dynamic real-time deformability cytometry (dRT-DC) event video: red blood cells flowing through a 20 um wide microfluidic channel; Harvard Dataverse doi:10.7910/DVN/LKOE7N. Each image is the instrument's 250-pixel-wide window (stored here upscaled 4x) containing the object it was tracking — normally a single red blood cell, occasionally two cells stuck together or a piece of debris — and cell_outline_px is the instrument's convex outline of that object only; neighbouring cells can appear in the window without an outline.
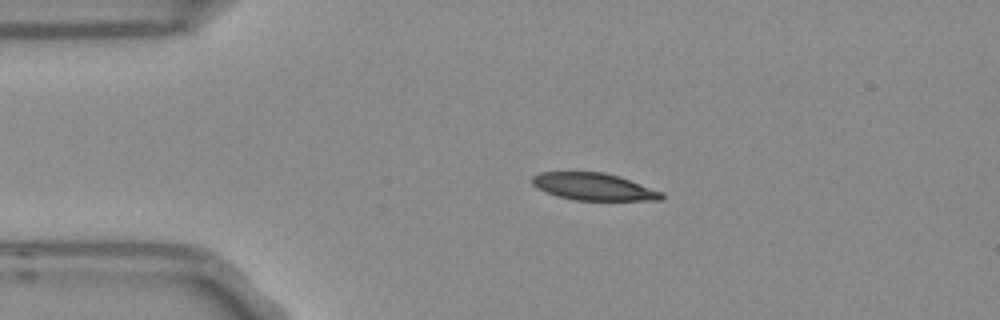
{"species": "Egyptian fruit bat (a non-hibernating species)", "species_latin": "Rousettus aegyptiacus", "temperature_condition": "room temperature", "stored_images_in_passage": 4, "camera_frame_rate_fps": 3000, "um_per_image_px": 0.085, "frame": {"image": 1, "passage_image": 3, "time_ms": 0.667, "image_size_px": [1000, 320], "cell_outline_px": [[664, 196], [660, 200], [576, 200], [556, 196], [532, 184], [532, 176], [540, 172], [604, 172], [620, 176], [664, 192]], "centroid_in_image_um": [50.5, 15.86], "position_along_channel_um": 34.5, "area_um2": 20.46}}